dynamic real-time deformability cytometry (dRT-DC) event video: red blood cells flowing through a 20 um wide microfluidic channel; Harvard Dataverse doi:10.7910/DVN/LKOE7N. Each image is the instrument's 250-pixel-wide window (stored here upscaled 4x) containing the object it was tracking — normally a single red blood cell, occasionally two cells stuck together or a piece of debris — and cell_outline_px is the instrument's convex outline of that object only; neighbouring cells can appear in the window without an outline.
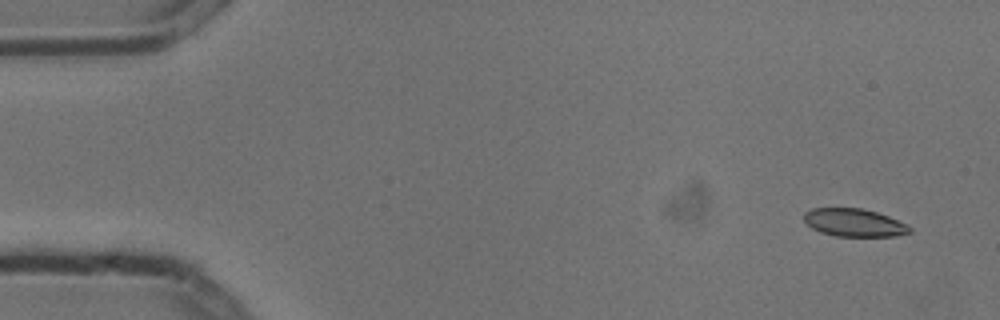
{"species": "common noctule bat (a hibernating species)", "species_latin": "Nyctalus noctula", "temperature_condition": "cold", "stored_images_in_passage": 5, "camera_frame_rate_fps": 3000, "um_per_image_px": 0.085, "animal": {"sex": "male", "body_mass_g": 13.3}, "frame": {"image": 1, "passage_image": 2, "time_ms": 0.333, "image_size_px": [1000, 320], "cell_outline_px": [[912, 232], [896, 236], [836, 236], [820, 232], [812, 228], [804, 220], [804, 212], [812, 208], [860, 208], [876, 212], [888, 216], [908, 224], [912, 228]], "centroid_in_image_um": [72.62, 18.92], "position_along_channel_um": 12.4, "area_um2": 17.22}}